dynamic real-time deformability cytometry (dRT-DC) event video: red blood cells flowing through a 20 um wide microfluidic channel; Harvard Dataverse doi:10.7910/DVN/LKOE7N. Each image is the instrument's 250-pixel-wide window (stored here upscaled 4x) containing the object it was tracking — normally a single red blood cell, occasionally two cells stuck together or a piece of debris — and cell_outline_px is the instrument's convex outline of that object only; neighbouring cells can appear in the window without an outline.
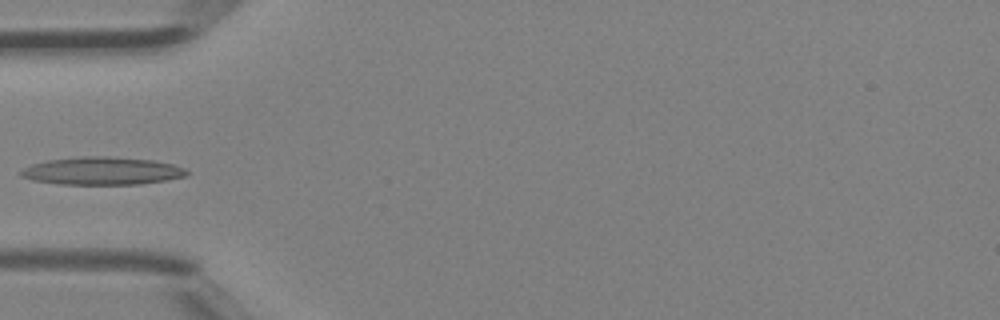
{"species": "Egyptian fruit bat (a non-hibernating species)", "species_latin": "Rousettus aegyptiacus", "temperature_condition": "room temperature", "stored_images_in_passage": 4, "camera_frame_rate_fps": 3000, "um_per_image_px": 0.085, "animal": {"sex": "female"}, "frame": {"image": 1, "passage_image": 4, "time_ms": 1.0, "image_size_px": [1000, 320], "cell_outline_px": [[188, 176], [140, 184], [60, 184], [32, 180], [20, 176], [20, 172], [24, 168], [32, 164], [48, 160], [76, 156], [108, 156], [152, 160], [172, 164], [184, 168], [188, 172]], "centroid_in_image_um": [8.66, 14.52], "position_along_channel_um": 76.3, "area_um2": 26.82}}